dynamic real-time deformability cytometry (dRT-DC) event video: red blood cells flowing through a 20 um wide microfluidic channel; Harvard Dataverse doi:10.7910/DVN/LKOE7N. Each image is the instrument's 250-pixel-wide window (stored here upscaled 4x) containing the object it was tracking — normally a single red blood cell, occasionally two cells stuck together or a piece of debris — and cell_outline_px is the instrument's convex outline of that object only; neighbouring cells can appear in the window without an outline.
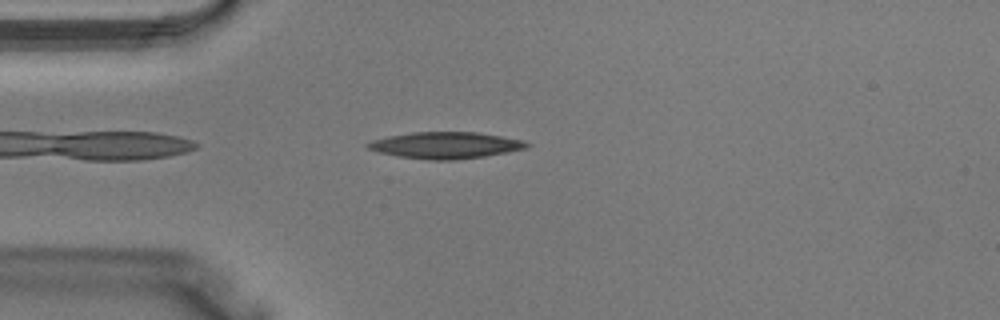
{"species": "Egyptian fruit bat (a non-hibernating species)", "species_latin": "Rousettus aegyptiacus", "temperature_condition": "warm", "stored_images_in_passage": 32, "camera_frame_rate_fps": 3000, "um_per_image_px": 0.085, "animal": {"sex": "male"}, "frame": {"image": 1, "passage_image": 3, "time_ms": 0.667, "image_size_px": [1000, 320], "cell_outline_px": [[532, 144], [528, 148], [484, 156], [456, 160], [428, 160], [396, 156], [380, 152], [368, 148], [364, 144], [372, 140], [388, 136], [412, 132], [476, 132], [524, 140]], "centroid_in_image_um": [37.88, 12.35], "position_along_channel_um": 47.1, "area_um2": 24.62}}
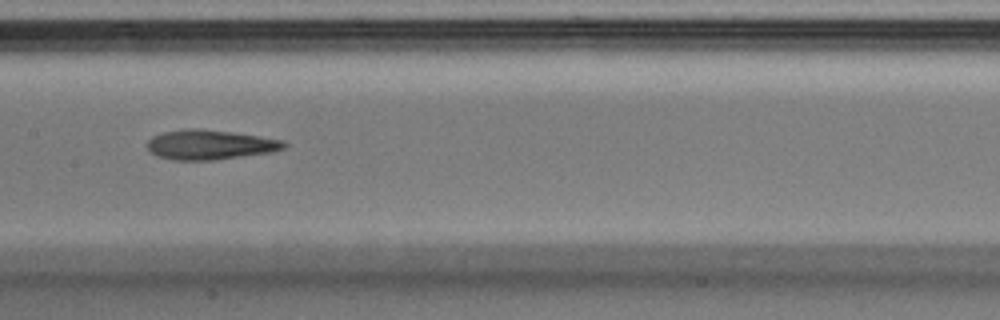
{"frame": {"image": 2, "passage_image": 12, "time_ms": 3.667, "image_size_px": [1000, 320], "cell_outline_px": [[288, 144], [284, 148], [272, 152], [216, 160], [172, 160], [156, 156], [148, 148], [148, 140], [152, 136], [164, 132], [188, 128], [196, 128], [228, 132], [284, 140]], "centroid_in_image_um": [17.84, 12.31], "position_along_channel_um": 189.6, "area_um2": 23.52}}
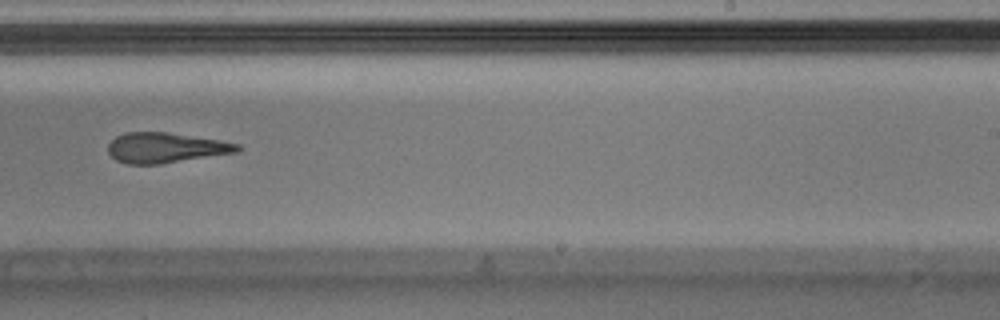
{"frame": {"image": 3, "passage_image": 17, "time_ms": 5.333, "image_size_px": [1000, 320], "cell_outline_px": [[240, 152], [160, 164], [128, 164], [116, 160], [108, 152], [108, 144], [116, 136], [124, 132], [168, 132], [220, 140], [240, 144]], "centroid_in_image_um": [14.09, 12.56], "position_along_channel_um": 274.9, "area_um2": 22.89}}